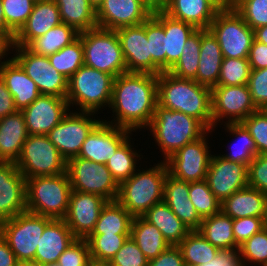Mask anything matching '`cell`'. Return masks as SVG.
<instances>
[{
    "label": "cell",
    "mask_w": 267,
    "mask_h": 266,
    "mask_svg": "<svg viewBox=\"0 0 267 266\" xmlns=\"http://www.w3.org/2000/svg\"><path fill=\"white\" fill-rule=\"evenodd\" d=\"M157 104V75L125 72L114 78L108 107L117 119L107 123L130 131L148 128Z\"/></svg>",
    "instance_id": "obj_1"
},
{
    "label": "cell",
    "mask_w": 267,
    "mask_h": 266,
    "mask_svg": "<svg viewBox=\"0 0 267 266\" xmlns=\"http://www.w3.org/2000/svg\"><path fill=\"white\" fill-rule=\"evenodd\" d=\"M158 105L198 119L212 129L211 88L195 80L178 78L168 71L157 75Z\"/></svg>",
    "instance_id": "obj_2"
},
{
    "label": "cell",
    "mask_w": 267,
    "mask_h": 266,
    "mask_svg": "<svg viewBox=\"0 0 267 266\" xmlns=\"http://www.w3.org/2000/svg\"><path fill=\"white\" fill-rule=\"evenodd\" d=\"M148 127L164 154V161L186 144L209 133L198 119L158 104Z\"/></svg>",
    "instance_id": "obj_3"
},
{
    "label": "cell",
    "mask_w": 267,
    "mask_h": 266,
    "mask_svg": "<svg viewBox=\"0 0 267 266\" xmlns=\"http://www.w3.org/2000/svg\"><path fill=\"white\" fill-rule=\"evenodd\" d=\"M137 171L119 185L117 198L133 217L143 216L149 208L163 201L164 181L168 173L164 160L148 170Z\"/></svg>",
    "instance_id": "obj_4"
},
{
    "label": "cell",
    "mask_w": 267,
    "mask_h": 266,
    "mask_svg": "<svg viewBox=\"0 0 267 266\" xmlns=\"http://www.w3.org/2000/svg\"><path fill=\"white\" fill-rule=\"evenodd\" d=\"M72 191L66 173L26 179V210L52 219H64Z\"/></svg>",
    "instance_id": "obj_5"
},
{
    "label": "cell",
    "mask_w": 267,
    "mask_h": 266,
    "mask_svg": "<svg viewBox=\"0 0 267 266\" xmlns=\"http://www.w3.org/2000/svg\"><path fill=\"white\" fill-rule=\"evenodd\" d=\"M114 77L92 67L81 66L68 79L66 99L71 104L80 106V111L93 112L110 105Z\"/></svg>",
    "instance_id": "obj_6"
},
{
    "label": "cell",
    "mask_w": 267,
    "mask_h": 266,
    "mask_svg": "<svg viewBox=\"0 0 267 266\" xmlns=\"http://www.w3.org/2000/svg\"><path fill=\"white\" fill-rule=\"evenodd\" d=\"M79 37L84 48V65L114 78L127 72L116 31L95 27L80 32Z\"/></svg>",
    "instance_id": "obj_7"
},
{
    "label": "cell",
    "mask_w": 267,
    "mask_h": 266,
    "mask_svg": "<svg viewBox=\"0 0 267 266\" xmlns=\"http://www.w3.org/2000/svg\"><path fill=\"white\" fill-rule=\"evenodd\" d=\"M51 220L26 210L0 223V234L18 262L34 260L40 237Z\"/></svg>",
    "instance_id": "obj_8"
},
{
    "label": "cell",
    "mask_w": 267,
    "mask_h": 266,
    "mask_svg": "<svg viewBox=\"0 0 267 266\" xmlns=\"http://www.w3.org/2000/svg\"><path fill=\"white\" fill-rule=\"evenodd\" d=\"M15 164L28 179L66 173L67 161L47 135H29Z\"/></svg>",
    "instance_id": "obj_9"
},
{
    "label": "cell",
    "mask_w": 267,
    "mask_h": 266,
    "mask_svg": "<svg viewBox=\"0 0 267 266\" xmlns=\"http://www.w3.org/2000/svg\"><path fill=\"white\" fill-rule=\"evenodd\" d=\"M66 172L72 190L102 196L108 201L117 200L119 184L106 164L75 156L67 160Z\"/></svg>",
    "instance_id": "obj_10"
},
{
    "label": "cell",
    "mask_w": 267,
    "mask_h": 266,
    "mask_svg": "<svg viewBox=\"0 0 267 266\" xmlns=\"http://www.w3.org/2000/svg\"><path fill=\"white\" fill-rule=\"evenodd\" d=\"M209 30L217 38L223 58H248L254 41V30L234 8L219 10Z\"/></svg>",
    "instance_id": "obj_11"
},
{
    "label": "cell",
    "mask_w": 267,
    "mask_h": 266,
    "mask_svg": "<svg viewBox=\"0 0 267 266\" xmlns=\"http://www.w3.org/2000/svg\"><path fill=\"white\" fill-rule=\"evenodd\" d=\"M93 112H69L47 137L67 160L78 156L91 131L102 121L90 118Z\"/></svg>",
    "instance_id": "obj_12"
},
{
    "label": "cell",
    "mask_w": 267,
    "mask_h": 266,
    "mask_svg": "<svg viewBox=\"0 0 267 266\" xmlns=\"http://www.w3.org/2000/svg\"><path fill=\"white\" fill-rule=\"evenodd\" d=\"M17 54L12 57L37 85L41 95L66 98L68 79L55 70L48 56L37 55L27 47L14 46Z\"/></svg>",
    "instance_id": "obj_13"
},
{
    "label": "cell",
    "mask_w": 267,
    "mask_h": 266,
    "mask_svg": "<svg viewBox=\"0 0 267 266\" xmlns=\"http://www.w3.org/2000/svg\"><path fill=\"white\" fill-rule=\"evenodd\" d=\"M212 128L220 119L227 123H240L250 114L258 111L252 101L247 84L240 86L216 85L211 88ZM224 117V118H223Z\"/></svg>",
    "instance_id": "obj_14"
},
{
    "label": "cell",
    "mask_w": 267,
    "mask_h": 266,
    "mask_svg": "<svg viewBox=\"0 0 267 266\" xmlns=\"http://www.w3.org/2000/svg\"><path fill=\"white\" fill-rule=\"evenodd\" d=\"M206 135L186 144L165 160L170 175L186 182L206 179L212 157Z\"/></svg>",
    "instance_id": "obj_15"
},
{
    "label": "cell",
    "mask_w": 267,
    "mask_h": 266,
    "mask_svg": "<svg viewBox=\"0 0 267 266\" xmlns=\"http://www.w3.org/2000/svg\"><path fill=\"white\" fill-rule=\"evenodd\" d=\"M127 72L159 75L163 72L151 59L146 21L116 30Z\"/></svg>",
    "instance_id": "obj_16"
},
{
    "label": "cell",
    "mask_w": 267,
    "mask_h": 266,
    "mask_svg": "<svg viewBox=\"0 0 267 266\" xmlns=\"http://www.w3.org/2000/svg\"><path fill=\"white\" fill-rule=\"evenodd\" d=\"M206 182L219 201L248 186V165L212 155Z\"/></svg>",
    "instance_id": "obj_17"
},
{
    "label": "cell",
    "mask_w": 267,
    "mask_h": 266,
    "mask_svg": "<svg viewBox=\"0 0 267 266\" xmlns=\"http://www.w3.org/2000/svg\"><path fill=\"white\" fill-rule=\"evenodd\" d=\"M108 200L102 196L72 190L66 224L78 239H86L93 231L102 208Z\"/></svg>",
    "instance_id": "obj_18"
},
{
    "label": "cell",
    "mask_w": 267,
    "mask_h": 266,
    "mask_svg": "<svg viewBox=\"0 0 267 266\" xmlns=\"http://www.w3.org/2000/svg\"><path fill=\"white\" fill-rule=\"evenodd\" d=\"M153 10L142 0H104L96 10L97 27L116 31L146 21Z\"/></svg>",
    "instance_id": "obj_19"
},
{
    "label": "cell",
    "mask_w": 267,
    "mask_h": 266,
    "mask_svg": "<svg viewBox=\"0 0 267 266\" xmlns=\"http://www.w3.org/2000/svg\"><path fill=\"white\" fill-rule=\"evenodd\" d=\"M69 110L66 98L40 95L21 112L29 135H47Z\"/></svg>",
    "instance_id": "obj_20"
},
{
    "label": "cell",
    "mask_w": 267,
    "mask_h": 266,
    "mask_svg": "<svg viewBox=\"0 0 267 266\" xmlns=\"http://www.w3.org/2000/svg\"><path fill=\"white\" fill-rule=\"evenodd\" d=\"M132 131L101 121L84 141L77 157L106 164Z\"/></svg>",
    "instance_id": "obj_21"
},
{
    "label": "cell",
    "mask_w": 267,
    "mask_h": 266,
    "mask_svg": "<svg viewBox=\"0 0 267 266\" xmlns=\"http://www.w3.org/2000/svg\"><path fill=\"white\" fill-rule=\"evenodd\" d=\"M26 211V179L15 162H0V223Z\"/></svg>",
    "instance_id": "obj_22"
},
{
    "label": "cell",
    "mask_w": 267,
    "mask_h": 266,
    "mask_svg": "<svg viewBox=\"0 0 267 266\" xmlns=\"http://www.w3.org/2000/svg\"><path fill=\"white\" fill-rule=\"evenodd\" d=\"M61 23L59 7L54 0L36 2L27 22L15 35L14 46L27 47L34 39Z\"/></svg>",
    "instance_id": "obj_23"
},
{
    "label": "cell",
    "mask_w": 267,
    "mask_h": 266,
    "mask_svg": "<svg viewBox=\"0 0 267 266\" xmlns=\"http://www.w3.org/2000/svg\"><path fill=\"white\" fill-rule=\"evenodd\" d=\"M163 200L190 231L200 228L202 218L189 199V182L177 179L167 173L164 181Z\"/></svg>",
    "instance_id": "obj_24"
},
{
    "label": "cell",
    "mask_w": 267,
    "mask_h": 266,
    "mask_svg": "<svg viewBox=\"0 0 267 266\" xmlns=\"http://www.w3.org/2000/svg\"><path fill=\"white\" fill-rule=\"evenodd\" d=\"M0 77L13 96L14 105L18 111L28 107L41 95L36 83L26 75L13 58L1 61Z\"/></svg>",
    "instance_id": "obj_25"
},
{
    "label": "cell",
    "mask_w": 267,
    "mask_h": 266,
    "mask_svg": "<svg viewBox=\"0 0 267 266\" xmlns=\"http://www.w3.org/2000/svg\"><path fill=\"white\" fill-rule=\"evenodd\" d=\"M76 239L64 219H52L44 228L34 261L57 263L60 255Z\"/></svg>",
    "instance_id": "obj_26"
},
{
    "label": "cell",
    "mask_w": 267,
    "mask_h": 266,
    "mask_svg": "<svg viewBox=\"0 0 267 266\" xmlns=\"http://www.w3.org/2000/svg\"><path fill=\"white\" fill-rule=\"evenodd\" d=\"M219 10L211 0H167L162 9L170 17L197 29H209Z\"/></svg>",
    "instance_id": "obj_27"
},
{
    "label": "cell",
    "mask_w": 267,
    "mask_h": 266,
    "mask_svg": "<svg viewBox=\"0 0 267 266\" xmlns=\"http://www.w3.org/2000/svg\"><path fill=\"white\" fill-rule=\"evenodd\" d=\"M29 136L21 111L0 119V162H16Z\"/></svg>",
    "instance_id": "obj_28"
},
{
    "label": "cell",
    "mask_w": 267,
    "mask_h": 266,
    "mask_svg": "<svg viewBox=\"0 0 267 266\" xmlns=\"http://www.w3.org/2000/svg\"><path fill=\"white\" fill-rule=\"evenodd\" d=\"M152 16L163 26L166 44V71L180 58L185 43L197 30L192 24L174 19L162 10H155Z\"/></svg>",
    "instance_id": "obj_29"
},
{
    "label": "cell",
    "mask_w": 267,
    "mask_h": 266,
    "mask_svg": "<svg viewBox=\"0 0 267 266\" xmlns=\"http://www.w3.org/2000/svg\"><path fill=\"white\" fill-rule=\"evenodd\" d=\"M267 196L258 189L245 187L221 202V211L232 219L265 216Z\"/></svg>",
    "instance_id": "obj_30"
},
{
    "label": "cell",
    "mask_w": 267,
    "mask_h": 266,
    "mask_svg": "<svg viewBox=\"0 0 267 266\" xmlns=\"http://www.w3.org/2000/svg\"><path fill=\"white\" fill-rule=\"evenodd\" d=\"M222 51L217 38L209 29H201V49L199 67L194 79L198 84L213 88L218 84Z\"/></svg>",
    "instance_id": "obj_31"
},
{
    "label": "cell",
    "mask_w": 267,
    "mask_h": 266,
    "mask_svg": "<svg viewBox=\"0 0 267 266\" xmlns=\"http://www.w3.org/2000/svg\"><path fill=\"white\" fill-rule=\"evenodd\" d=\"M142 217L155 225L161 231L162 236L173 246H177L190 232L164 200L149 208Z\"/></svg>",
    "instance_id": "obj_32"
},
{
    "label": "cell",
    "mask_w": 267,
    "mask_h": 266,
    "mask_svg": "<svg viewBox=\"0 0 267 266\" xmlns=\"http://www.w3.org/2000/svg\"><path fill=\"white\" fill-rule=\"evenodd\" d=\"M130 236L148 260L156 258L171 246L161 231L142 216L133 217Z\"/></svg>",
    "instance_id": "obj_33"
},
{
    "label": "cell",
    "mask_w": 267,
    "mask_h": 266,
    "mask_svg": "<svg viewBox=\"0 0 267 266\" xmlns=\"http://www.w3.org/2000/svg\"><path fill=\"white\" fill-rule=\"evenodd\" d=\"M233 219L222 211L202 219L198 231L213 246L221 249H239L233 235Z\"/></svg>",
    "instance_id": "obj_34"
},
{
    "label": "cell",
    "mask_w": 267,
    "mask_h": 266,
    "mask_svg": "<svg viewBox=\"0 0 267 266\" xmlns=\"http://www.w3.org/2000/svg\"><path fill=\"white\" fill-rule=\"evenodd\" d=\"M59 7L61 22L79 33L97 27L96 10L88 0H54Z\"/></svg>",
    "instance_id": "obj_35"
},
{
    "label": "cell",
    "mask_w": 267,
    "mask_h": 266,
    "mask_svg": "<svg viewBox=\"0 0 267 266\" xmlns=\"http://www.w3.org/2000/svg\"><path fill=\"white\" fill-rule=\"evenodd\" d=\"M133 216L116 200L102 208L91 234H130Z\"/></svg>",
    "instance_id": "obj_36"
},
{
    "label": "cell",
    "mask_w": 267,
    "mask_h": 266,
    "mask_svg": "<svg viewBox=\"0 0 267 266\" xmlns=\"http://www.w3.org/2000/svg\"><path fill=\"white\" fill-rule=\"evenodd\" d=\"M79 34L75 28L61 23L34 39L27 48L37 55L49 56L71 44L79 37Z\"/></svg>",
    "instance_id": "obj_37"
},
{
    "label": "cell",
    "mask_w": 267,
    "mask_h": 266,
    "mask_svg": "<svg viewBox=\"0 0 267 266\" xmlns=\"http://www.w3.org/2000/svg\"><path fill=\"white\" fill-rule=\"evenodd\" d=\"M186 266H198L214 259L219 251L198 230H193L177 245Z\"/></svg>",
    "instance_id": "obj_38"
},
{
    "label": "cell",
    "mask_w": 267,
    "mask_h": 266,
    "mask_svg": "<svg viewBox=\"0 0 267 266\" xmlns=\"http://www.w3.org/2000/svg\"><path fill=\"white\" fill-rule=\"evenodd\" d=\"M200 49L201 29H197L185 43L178 61L168 72L178 78L194 80L199 67Z\"/></svg>",
    "instance_id": "obj_39"
},
{
    "label": "cell",
    "mask_w": 267,
    "mask_h": 266,
    "mask_svg": "<svg viewBox=\"0 0 267 266\" xmlns=\"http://www.w3.org/2000/svg\"><path fill=\"white\" fill-rule=\"evenodd\" d=\"M51 66L69 79L81 66L84 65V48L81 38L78 37L71 44L48 56Z\"/></svg>",
    "instance_id": "obj_40"
},
{
    "label": "cell",
    "mask_w": 267,
    "mask_h": 266,
    "mask_svg": "<svg viewBox=\"0 0 267 266\" xmlns=\"http://www.w3.org/2000/svg\"><path fill=\"white\" fill-rule=\"evenodd\" d=\"M130 144V139L128 138L106 163V167L119 185L137 170L135 169L136 158L140 157V154L138 155L135 150H132L133 148Z\"/></svg>",
    "instance_id": "obj_41"
},
{
    "label": "cell",
    "mask_w": 267,
    "mask_h": 266,
    "mask_svg": "<svg viewBox=\"0 0 267 266\" xmlns=\"http://www.w3.org/2000/svg\"><path fill=\"white\" fill-rule=\"evenodd\" d=\"M130 234H90L86 240L92 261L110 262Z\"/></svg>",
    "instance_id": "obj_42"
},
{
    "label": "cell",
    "mask_w": 267,
    "mask_h": 266,
    "mask_svg": "<svg viewBox=\"0 0 267 266\" xmlns=\"http://www.w3.org/2000/svg\"><path fill=\"white\" fill-rule=\"evenodd\" d=\"M226 124V130L233 134L234 137L238 138V140L242 143L239 144L238 141V148L233 147V151H231L228 154L221 155L226 160H230L232 162L237 163H243L246 165H249L250 162L258 155L257 154V148L254 142V139L250 135L249 131L246 129V127L240 122V123H225ZM235 146V145H234Z\"/></svg>",
    "instance_id": "obj_43"
},
{
    "label": "cell",
    "mask_w": 267,
    "mask_h": 266,
    "mask_svg": "<svg viewBox=\"0 0 267 266\" xmlns=\"http://www.w3.org/2000/svg\"><path fill=\"white\" fill-rule=\"evenodd\" d=\"M189 199L202 219L221 211V201L215 197L206 180L189 182Z\"/></svg>",
    "instance_id": "obj_44"
},
{
    "label": "cell",
    "mask_w": 267,
    "mask_h": 266,
    "mask_svg": "<svg viewBox=\"0 0 267 266\" xmlns=\"http://www.w3.org/2000/svg\"><path fill=\"white\" fill-rule=\"evenodd\" d=\"M250 72L248 58H223L217 85L240 86L247 84Z\"/></svg>",
    "instance_id": "obj_45"
},
{
    "label": "cell",
    "mask_w": 267,
    "mask_h": 266,
    "mask_svg": "<svg viewBox=\"0 0 267 266\" xmlns=\"http://www.w3.org/2000/svg\"><path fill=\"white\" fill-rule=\"evenodd\" d=\"M146 36L152 61L162 71H166L165 31L163 26L152 15L146 20Z\"/></svg>",
    "instance_id": "obj_46"
},
{
    "label": "cell",
    "mask_w": 267,
    "mask_h": 266,
    "mask_svg": "<svg viewBox=\"0 0 267 266\" xmlns=\"http://www.w3.org/2000/svg\"><path fill=\"white\" fill-rule=\"evenodd\" d=\"M34 3L33 0H2L6 25L15 35L27 22Z\"/></svg>",
    "instance_id": "obj_47"
},
{
    "label": "cell",
    "mask_w": 267,
    "mask_h": 266,
    "mask_svg": "<svg viewBox=\"0 0 267 266\" xmlns=\"http://www.w3.org/2000/svg\"><path fill=\"white\" fill-rule=\"evenodd\" d=\"M241 262L246 266V262L254 264L267 263V229L252 235L248 240L239 246Z\"/></svg>",
    "instance_id": "obj_48"
},
{
    "label": "cell",
    "mask_w": 267,
    "mask_h": 266,
    "mask_svg": "<svg viewBox=\"0 0 267 266\" xmlns=\"http://www.w3.org/2000/svg\"><path fill=\"white\" fill-rule=\"evenodd\" d=\"M234 9L252 30L267 25V0H236Z\"/></svg>",
    "instance_id": "obj_49"
},
{
    "label": "cell",
    "mask_w": 267,
    "mask_h": 266,
    "mask_svg": "<svg viewBox=\"0 0 267 266\" xmlns=\"http://www.w3.org/2000/svg\"><path fill=\"white\" fill-rule=\"evenodd\" d=\"M241 123L254 139L257 154H267V110L259 109Z\"/></svg>",
    "instance_id": "obj_50"
},
{
    "label": "cell",
    "mask_w": 267,
    "mask_h": 266,
    "mask_svg": "<svg viewBox=\"0 0 267 266\" xmlns=\"http://www.w3.org/2000/svg\"><path fill=\"white\" fill-rule=\"evenodd\" d=\"M92 262L90 247L86 239L76 238L60 255V266H90Z\"/></svg>",
    "instance_id": "obj_51"
},
{
    "label": "cell",
    "mask_w": 267,
    "mask_h": 266,
    "mask_svg": "<svg viewBox=\"0 0 267 266\" xmlns=\"http://www.w3.org/2000/svg\"><path fill=\"white\" fill-rule=\"evenodd\" d=\"M109 263L112 266H148L149 260L129 236Z\"/></svg>",
    "instance_id": "obj_52"
},
{
    "label": "cell",
    "mask_w": 267,
    "mask_h": 266,
    "mask_svg": "<svg viewBox=\"0 0 267 266\" xmlns=\"http://www.w3.org/2000/svg\"><path fill=\"white\" fill-rule=\"evenodd\" d=\"M247 86L255 106L267 110V68L251 69Z\"/></svg>",
    "instance_id": "obj_53"
},
{
    "label": "cell",
    "mask_w": 267,
    "mask_h": 266,
    "mask_svg": "<svg viewBox=\"0 0 267 266\" xmlns=\"http://www.w3.org/2000/svg\"><path fill=\"white\" fill-rule=\"evenodd\" d=\"M248 186L267 196V154L257 155L248 165Z\"/></svg>",
    "instance_id": "obj_54"
},
{
    "label": "cell",
    "mask_w": 267,
    "mask_h": 266,
    "mask_svg": "<svg viewBox=\"0 0 267 266\" xmlns=\"http://www.w3.org/2000/svg\"><path fill=\"white\" fill-rule=\"evenodd\" d=\"M264 228L263 218L243 217L233 219V235L236 244L240 246L252 235L260 232Z\"/></svg>",
    "instance_id": "obj_55"
},
{
    "label": "cell",
    "mask_w": 267,
    "mask_h": 266,
    "mask_svg": "<svg viewBox=\"0 0 267 266\" xmlns=\"http://www.w3.org/2000/svg\"><path fill=\"white\" fill-rule=\"evenodd\" d=\"M148 266H186L181 249L171 245L156 258L149 260Z\"/></svg>",
    "instance_id": "obj_56"
},
{
    "label": "cell",
    "mask_w": 267,
    "mask_h": 266,
    "mask_svg": "<svg viewBox=\"0 0 267 266\" xmlns=\"http://www.w3.org/2000/svg\"><path fill=\"white\" fill-rule=\"evenodd\" d=\"M198 266H245L240 260L239 249H221L210 262Z\"/></svg>",
    "instance_id": "obj_57"
},
{
    "label": "cell",
    "mask_w": 267,
    "mask_h": 266,
    "mask_svg": "<svg viewBox=\"0 0 267 266\" xmlns=\"http://www.w3.org/2000/svg\"><path fill=\"white\" fill-rule=\"evenodd\" d=\"M248 61L251 69L267 68V45L254 39L249 50Z\"/></svg>",
    "instance_id": "obj_58"
},
{
    "label": "cell",
    "mask_w": 267,
    "mask_h": 266,
    "mask_svg": "<svg viewBox=\"0 0 267 266\" xmlns=\"http://www.w3.org/2000/svg\"><path fill=\"white\" fill-rule=\"evenodd\" d=\"M14 98L0 77V119L16 112Z\"/></svg>",
    "instance_id": "obj_59"
},
{
    "label": "cell",
    "mask_w": 267,
    "mask_h": 266,
    "mask_svg": "<svg viewBox=\"0 0 267 266\" xmlns=\"http://www.w3.org/2000/svg\"><path fill=\"white\" fill-rule=\"evenodd\" d=\"M15 254L0 234V266H17Z\"/></svg>",
    "instance_id": "obj_60"
},
{
    "label": "cell",
    "mask_w": 267,
    "mask_h": 266,
    "mask_svg": "<svg viewBox=\"0 0 267 266\" xmlns=\"http://www.w3.org/2000/svg\"><path fill=\"white\" fill-rule=\"evenodd\" d=\"M14 38L15 34L12 31H0V61L10 48L14 47Z\"/></svg>",
    "instance_id": "obj_61"
},
{
    "label": "cell",
    "mask_w": 267,
    "mask_h": 266,
    "mask_svg": "<svg viewBox=\"0 0 267 266\" xmlns=\"http://www.w3.org/2000/svg\"><path fill=\"white\" fill-rule=\"evenodd\" d=\"M254 39L267 45V25L254 29Z\"/></svg>",
    "instance_id": "obj_62"
},
{
    "label": "cell",
    "mask_w": 267,
    "mask_h": 266,
    "mask_svg": "<svg viewBox=\"0 0 267 266\" xmlns=\"http://www.w3.org/2000/svg\"><path fill=\"white\" fill-rule=\"evenodd\" d=\"M220 10L233 9L236 0H211Z\"/></svg>",
    "instance_id": "obj_63"
},
{
    "label": "cell",
    "mask_w": 267,
    "mask_h": 266,
    "mask_svg": "<svg viewBox=\"0 0 267 266\" xmlns=\"http://www.w3.org/2000/svg\"><path fill=\"white\" fill-rule=\"evenodd\" d=\"M147 4L153 11L162 10L166 4L165 0H142Z\"/></svg>",
    "instance_id": "obj_64"
},
{
    "label": "cell",
    "mask_w": 267,
    "mask_h": 266,
    "mask_svg": "<svg viewBox=\"0 0 267 266\" xmlns=\"http://www.w3.org/2000/svg\"><path fill=\"white\" fill-rule=\"evenodd\" d=\"M0 31H11L5 22L2 0H0Z\"/></svg>",
    "instance_id": "obj_65"
},
{
    "label": "cell",
    "mask_w": 267,
    "mask_h": 266,
    "mask_svg": "<svg viewBox=\"0 0 267 266\" xmlns=\"http://www.w3.org/2000/svg\"><path fill=\"white\" fill-rule=\"evenodd\" d=\"M17 266H45L44 264L30 260V261H21L17 263Z\"/></svg>",
    "instance_id": "obj_66"
},
{
    "label": "cell",
    "mask_w": 267,
    "mask_h": 266,
    "mask_svg": "<svg viewBox=\"0 0 267 266\" xmlns=\"http://www.w3.org/2000/svg\"><path fill=\"white\" fill-rule=\"evenodd\" d=\"M90 5L95 9L97 10L100 5L103 3L104 0H88Z\"/></svg>",
    "instance_id": "obj_67"
},
{
    "label": "cell",
    "mask_w": 267,
    "mask_h": 266,
    "mask_svg": "<svg viewBox=\"0 0 267 266\" xmlns=\"http://www.w3.org/2000/svg\"><path fill=\"white\" fill-rule=\"evenodd\" d=\"M90 266H112L109 262L92 261Z\"/></svg>",
    "instance_id": "obj_68"
},
{
    "label": "cell",
    "mask_w": 267,
    "mask_h": 266,
    "mask_svg": "<svg viewBox=\"0 0 267 266\" xmlns=\"http://www.w3.org/2000/svg\"><path fill=\"white\" fill-rule=\"evenodd\" d=\"M263 221H264V228L267 229V204H266L265 216H264Z\"/></svg>",
    "instance_id": "obj_69"
},
{
    "label": "cell",
    "mask_w": 267,
    "mask_h": 266,
    "mask_svg": "<svg viewBox=\"0 0 267 266\" xmlns=\"http://www.w3.org/2000/svg\"><path fill=\"white\" fill-rule=\"evenodd\" d=\"M45 266H60L58 263H51V264H47Z\"/></svg>",
    "instance_id": "obj_70"
},
{
    "label": "cell",
    "mask_w": 267,
    "mask_h": 266,
    "mask_svg": "<svg viewBox=\"0 0 267 266\" xmlns=\"http://www.w3.org/2000/svg\"><path fill=\"white\" fill-rule=\"evenodd\" d=\"M33 1L36 3V2L46 1V0H33Z\"/></svg>",
    "instance_id": "obj_71"
}]
</instances>
